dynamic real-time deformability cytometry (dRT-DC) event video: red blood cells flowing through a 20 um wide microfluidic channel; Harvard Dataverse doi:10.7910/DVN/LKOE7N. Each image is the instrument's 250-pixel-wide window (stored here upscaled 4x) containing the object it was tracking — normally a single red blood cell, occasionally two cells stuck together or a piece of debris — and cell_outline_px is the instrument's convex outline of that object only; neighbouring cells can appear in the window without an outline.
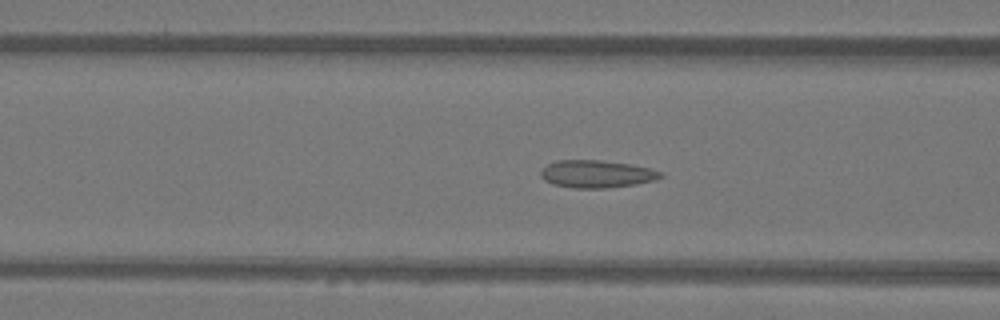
{"species": "Egyptian fruit bat (a non-hibernating species)", "species_latin": "Rousettus aegyptiacus", "temperature_condition": "warm", "stored_images_in_passage": 48, "camera_frame_rate_fps": 3000, "um_per_image_px": 0.085, "animal": {"sex": "female"}, "frame": {"image": 1, "passage_image": 18, "time_ms": 5.667, "image_size_px": [1000, 320], "cell_outline_px": [[664, 176], [652, 180], [636, 184], [608, 188], [572, 188], [552, 184], [544, 180], [540, 176], [540, 172], [548, 164], [556, 160], [600, 160], [632, 164], [664, 172]], "centroid_in_image_um": [50.7, 14.79], "position_along_channel_um": 115.9, "area_um2": 19.31}}
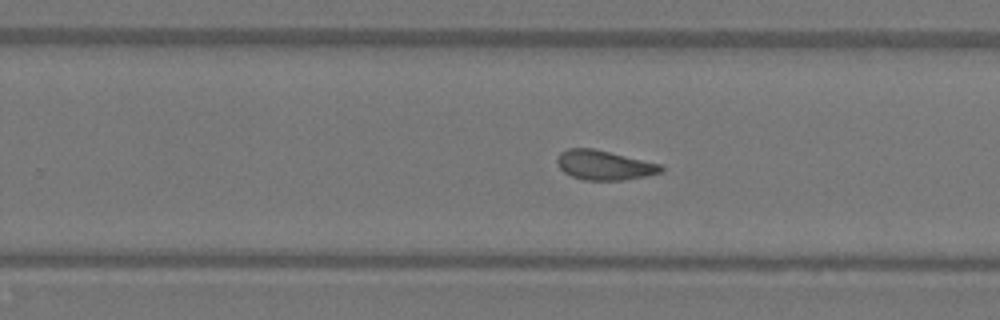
{"frame": {"image": 2, "passage_image": 30, "time_ms": 9.667, "image_size_px": [1000, 320], "cell_outline_px": [[664, 172], [648, 176], [624, 180], [584, 180], [572, 176], [564, 172], [556, 164], [556, 160], [560, 152], [568, 148], [592, 148], [660, 164], [664, 168]], "centroid_in_image_um": [51.36, 14.04], "position_along_channel_um": 278.4, "area_um2": 17.92}}
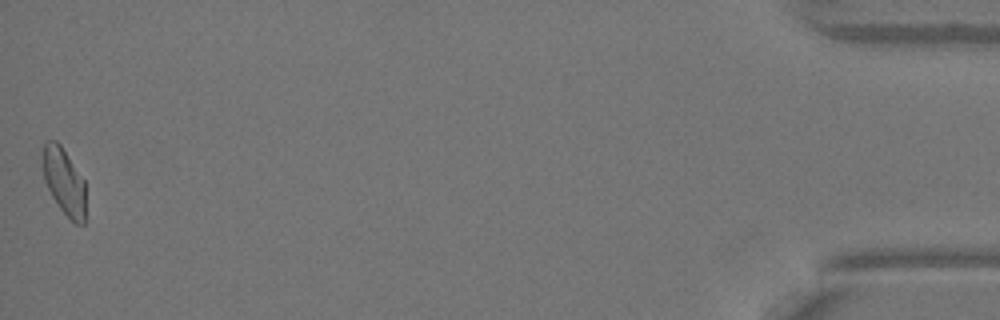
{"frame": {"image": 3, "passage_image": 48, "time_ms": 15.667, "image_size_px": [1000, 320], "cell_outline_px": [[84, 224], [76, 224], [60, 208], [52, 196], [44, 180], [44, 144], [48, 140], [56, 140], [60, 144], [84, 180]], "centroid_in_image_um": [5.45, 15.42], "position_along_channel_um": 429.8, "area_um2": 16.07}, "authors_computed_cell_mechanics": {"area_um2": 18.0047, "velocity_mm_per_s": 4.0719, "shape_relaxation_time_tau1_ms": null, "shape_relaxation_time_tau2_ms": 1.7894, "deformation_change_tau1": null, "deformation_change_tau2": 0.0672}}